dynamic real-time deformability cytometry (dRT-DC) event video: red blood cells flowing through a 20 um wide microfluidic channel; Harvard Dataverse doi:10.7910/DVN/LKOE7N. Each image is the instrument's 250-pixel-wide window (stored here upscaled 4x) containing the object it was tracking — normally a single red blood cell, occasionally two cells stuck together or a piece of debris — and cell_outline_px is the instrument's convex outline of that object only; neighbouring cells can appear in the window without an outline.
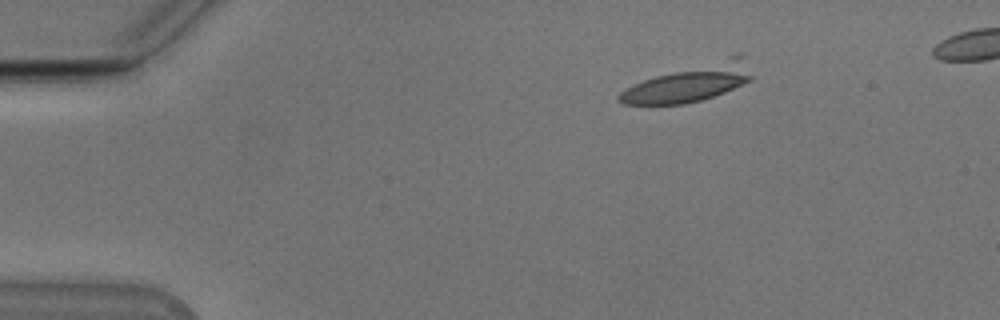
{"species": "Egyptian fruit bat (a non-hibernating species)", "species_latin": "Rousettus aegyptiacus", "temperature_condition": "cold", "stored_images_in_passage": 12, "camera_frame_rate_fps": 3000, "um_per_image_px": 0.085, "animal": {"sex": "male"}, "frame": {"image": 1, "passage_image": 1, "time_ms": 0.0, "image_size_px": [1000, 320], "cell_outline_px": [[752, 80], [724, 92], [700, 100], [684, 104], [624, 104], [616, 100], [616, 96], [624, 88], [632, 84], [656, 76], [736, 52], [740, 52], [744, 56], [752, 76]], "centroid_in_image_um": [58.64, 7.02], "position_along_channel_um": 26.4, "area_um2": 28.78}}